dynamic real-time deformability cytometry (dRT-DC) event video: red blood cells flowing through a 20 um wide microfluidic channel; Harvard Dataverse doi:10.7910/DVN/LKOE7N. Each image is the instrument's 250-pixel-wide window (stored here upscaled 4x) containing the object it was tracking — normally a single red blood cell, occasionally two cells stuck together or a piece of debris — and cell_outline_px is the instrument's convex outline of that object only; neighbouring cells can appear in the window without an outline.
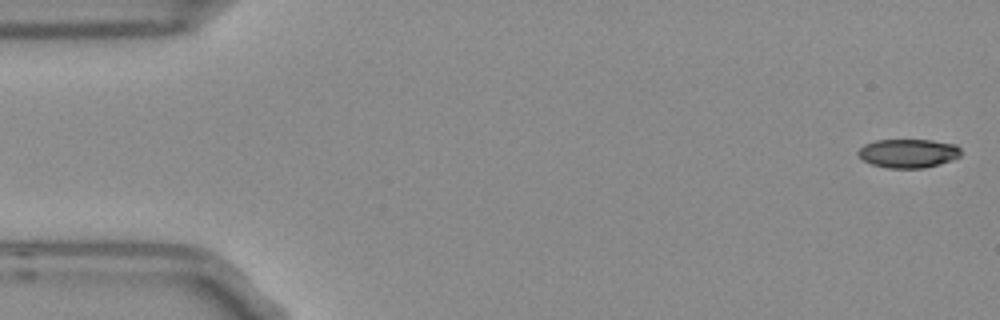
{"species": "Egyptian fruit bat (a non-hibernating species)", "species_latin": "Rousettus aegyptiacus", "temperature_condition": "room temperature", "stored_images_in_passage": 6, "camera_frame_rate_fps": 3000, "um_per_image_px": 0.085, "frame": {"image": 1, "passage_image": 1, "time_ms": 0.0, "image_size_px": [1000, 320], "cell_outline_px": [[960, 156], [952, 160], [940, 164], [924, 168], [888, 168], [872, 164], [864, 160], [856, 152], [864, 144], [876, 140], [932, 140], [956, 144], [960, 148]], "centroid_in_image_um": [77.22, 13.03], "position_along_channel_um": 7.8, "area_um2": 17.28}}